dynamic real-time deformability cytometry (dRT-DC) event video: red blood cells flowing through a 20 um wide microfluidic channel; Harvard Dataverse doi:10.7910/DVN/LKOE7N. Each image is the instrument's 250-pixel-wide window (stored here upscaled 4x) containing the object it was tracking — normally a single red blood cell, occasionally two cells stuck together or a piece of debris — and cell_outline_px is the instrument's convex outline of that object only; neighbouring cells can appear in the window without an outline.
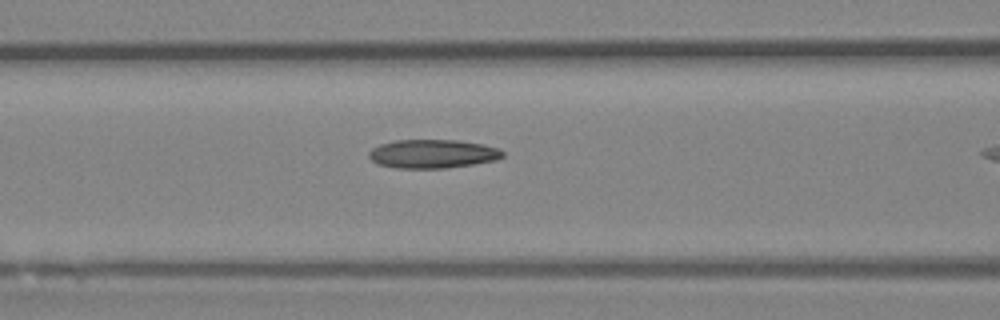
{"species": "Egyptian fruit bat (a non-hibernating species)", "species_latin": "Rousettus aegyptiacus", "temperature_condition": "room temperature", "stored_images_in_passage": 11, "camera_frame_rate_fps": 3000, "um_per_image_px": 0.085, "animal": {"sex": "female"}, "frame": {"image": 1, "passage_image": 10, "time_ms": 3.0, "image_size_px": [1000, 320], "cell_outline_px": [[504, 156], [496, 160], [448, 168], [396, 168], [376, 164], [368, 156], [368, 152], [372, 148], [380, 144], [396, 140], [456, 140], [484, 144], [500, 148], [504, 152]], "centroid_in_image_um": [36.78, 13.07], "position_along_channel_um": 129.8, "area_um2": 22.54}}